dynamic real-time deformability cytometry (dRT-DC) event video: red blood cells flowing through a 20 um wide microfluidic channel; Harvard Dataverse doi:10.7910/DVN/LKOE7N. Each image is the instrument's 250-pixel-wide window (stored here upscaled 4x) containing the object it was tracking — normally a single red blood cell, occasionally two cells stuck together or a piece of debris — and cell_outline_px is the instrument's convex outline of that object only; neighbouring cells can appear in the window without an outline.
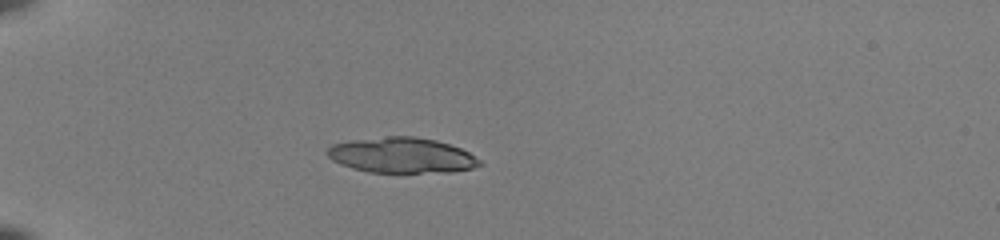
{"species": "common noctule bat (a hibernating species)", "species_latin": "Nyctalus noctula", "temperature_condition": "room temperature", "stored_images_in_passage": 37, "camera_frame_rate_fps": 3000, "um_per_image_px": 0.085, "animal": {"sex": "female", "body_mass_g": 22.0, "forearm_length_mm": 56.7}, "frame": {"image": 1, "passage_image": 1, "time_ms": 0.0, "image_size_px": [1000, 240], "cell_outline_px": [[484, 164], [472, 168], [452, 172], [368, 172], [352, 168], [340, 164], [332, 160], [328, 156], [328, 148], [332, 144], [348, 140], [388, 136], [412, 136], [436, 140], [460, 148], [468, 152], [480, 160]], "centroid_in_image_um": [34.14, 13.19], "position_along_channel_um": 50.9, "area_um2": 31.44}}